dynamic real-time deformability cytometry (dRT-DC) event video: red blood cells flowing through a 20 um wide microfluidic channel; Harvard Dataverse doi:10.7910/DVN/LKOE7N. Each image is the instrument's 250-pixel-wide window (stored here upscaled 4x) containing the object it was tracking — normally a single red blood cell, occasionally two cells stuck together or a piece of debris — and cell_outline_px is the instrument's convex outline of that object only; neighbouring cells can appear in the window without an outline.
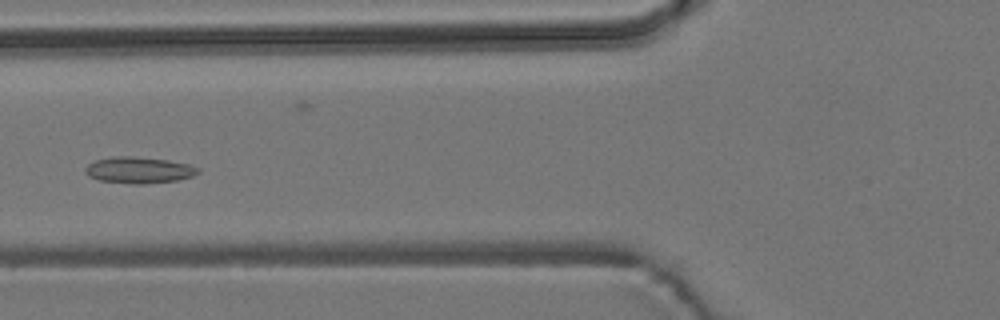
{"species": "common noctule bat (a hibernating species)", "species_latin": "Nyctalus noctula", "temperature_condition": "room temperature", "stored_images_in_passage": 6, "camera_frame_rate_fps": 3000, "um_per_image_px": 0.085, "animal": {"sex": "male", "body_mass_g": 19.2, "forearm_length_mm": 51.8}, "frame": {"image": 1, "passage_image": 6, "time_ms": 6.0, "image_size_px": [1000, 320], "cell_outline_px": [[200, 172], [192, 176], [176, 180], [144, 184], [132, 184], [100, 180], [88, 176], [84, 172], [84, 168], [88, 164], [96, 160], [112, 156], [136, 156], [168, 160], [188, 164], [200, 168]], "centroid_in_image_um": [11.79, 14.45], "position_along_channel_um": 114.0, "area_um2": 17.4}}